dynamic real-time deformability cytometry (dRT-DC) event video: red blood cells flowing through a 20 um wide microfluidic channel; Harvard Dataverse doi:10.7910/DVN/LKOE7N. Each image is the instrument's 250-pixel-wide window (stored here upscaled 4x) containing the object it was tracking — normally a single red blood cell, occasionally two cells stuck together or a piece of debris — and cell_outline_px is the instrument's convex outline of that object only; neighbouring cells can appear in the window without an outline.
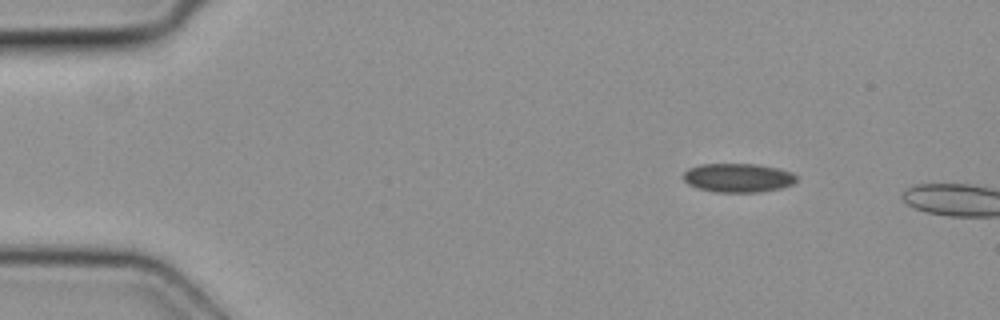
{"species": "common noctule bat (a hibernating species)", "species_latin": "Nyctalus noctula", "temperature_condition": "cold", "stored_images_in_passage": 3, "camera_frame_rate_fps": 3000, "um_per_image_px": 0.085, "animal": {"sex": "female", "body_mass_g": 19.3, "forearm_length_mm": 54.1}, "frame": {"image": 1, "passage_image": 2, "time_ms": 0.333, "image_size_px": [1000, 320], "cell_outline_px": [[796, 180], [792, 184], [780, 188], [760, 192], [716, 192], [700, 188], [688, 184], [684, 180], [684, 172], [688, 168], [700, 164], [756, 164], [780, 168], [792, 172], [796, 176]], "centroid_in_image_um": [62.74, 15.1], "position_along_channel_um": 22.3, "area_um2": 19.02}}